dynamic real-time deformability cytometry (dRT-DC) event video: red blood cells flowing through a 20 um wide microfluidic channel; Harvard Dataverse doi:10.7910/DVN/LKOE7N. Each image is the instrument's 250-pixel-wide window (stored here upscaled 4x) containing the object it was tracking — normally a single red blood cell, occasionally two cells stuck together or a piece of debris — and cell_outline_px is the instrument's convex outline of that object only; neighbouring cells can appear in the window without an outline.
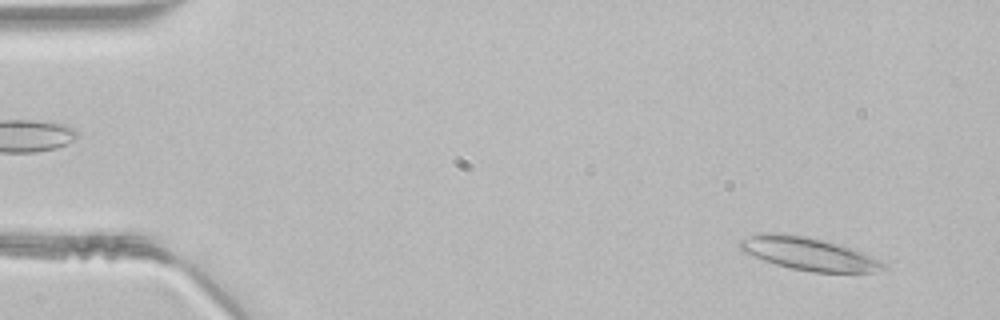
{"species": "common noctule bat (a hibernating species)", "species_latin": "Nyctalus noctula", "temperature_condition": "room temperature", "stored_images_in_passage": 47, "segment_of_instrument_passage": [1, 2], "camera_frame_rate_fps": 3000, "um_per_image_px": 0.085, "animal": {"sex": "male", "body_mass_g": 21.5, "forearm_length_mm": 52.0}, "frame": {"image": 1, "passage_image": 3, "time_ms": 0.667, "image_size_px": [1000, 320], "cell_outline_px": [[888, 268], [872, 272], [816, 272], [792, 268], [776, 264], [764, 260], [744, 252], [736, 244], [740, 240], [756, 232], [772, 232], [808, 236], [840, 244], [880, 260]], "centroid_in_image_um": [68.67, 21.54], "position_along_channel_um": 16.3, "area_um2": 27.34}}
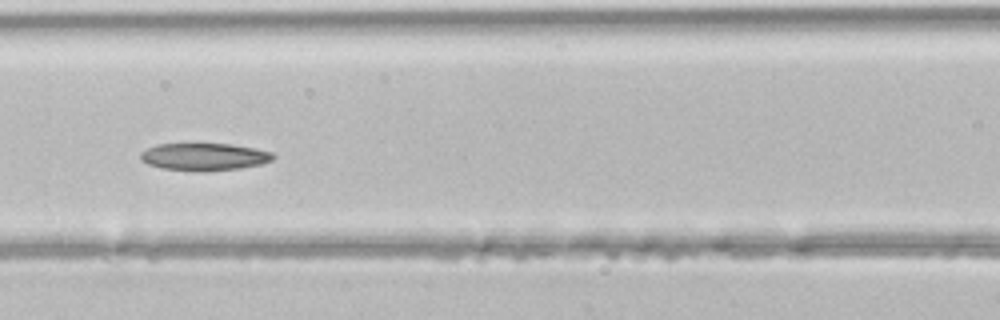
{"frame": {"image": 2, "passage_image": 20, "time_ms": 6.333, "image_size_px": [1000, 320], "cell_outline_px": [[276, 156], [272, 160], [260, 164], [240, 168], [204, 172], [196, 172], [160, 168], [148, 164], [140, 160], [140, 152], [156, 144], [232, 144], [256, 148], [272, 152]], "centroid_in_image_um": [17.35, 13.33], "position_along_channel_um": 149.3, "area_um2": 21.44}}
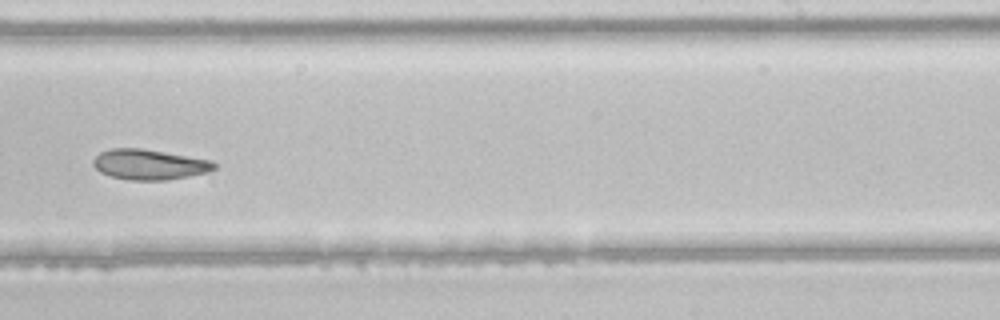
{"frame": {"image": 3, "passage_image": 29, "time_ms": 9.333, "image_size_px": [1000, 320], "cell_outline_px": [[216, 168], [208, 172], [188, 176], [164, 180], [128, 180], [112, 176], [100, 172], [92, 164], [92, 160], [100, 152], [112, 148], [140, 148], [212, 160], [216, 164]], "centroid_in_image_um": [12.68, 13.98], "position_along_channel_um": 276.3, "area_um2": 21.27}}